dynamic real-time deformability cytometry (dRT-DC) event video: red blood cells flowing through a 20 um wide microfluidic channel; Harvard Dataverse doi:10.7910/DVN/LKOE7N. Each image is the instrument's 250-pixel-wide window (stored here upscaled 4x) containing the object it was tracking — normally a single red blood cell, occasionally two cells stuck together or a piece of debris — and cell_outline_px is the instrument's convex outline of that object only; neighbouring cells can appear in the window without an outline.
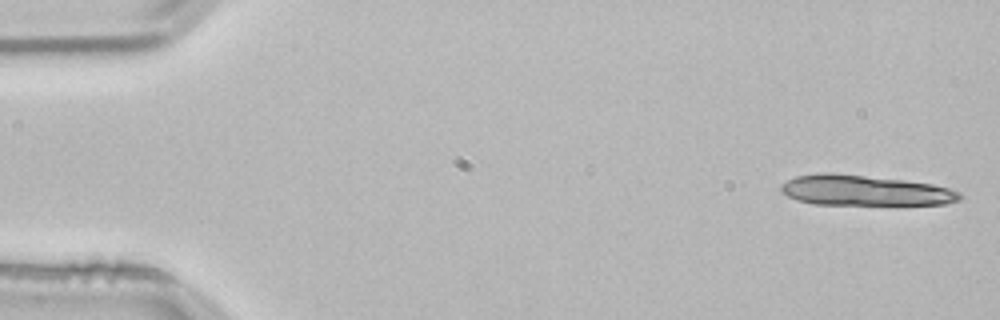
{"species": "common noctule bat (a hibernating species)", "species_latin": "Nyctalus noctula", "temperature_condition": "room temperature", "stored_images_in_passage": 12, "camera_frame_rate_fps": 3000, "um_per_image_px": 0.085, "animal": {"sex": "male", "body_mass_g": 21.5, "forearm_length_mm": 52.0}, "frame": {"image": 1, "passage_image": 1, "time_ms": 0.0, "image_size_px": [1000, 320], "cell_outline_px": [[964, 196], [960, 200], [944, 204], [812, 204], [796, 200], [780, 192], [780, 184], [796, 176], [820, 172], [832, 172], [904, 180], [932, 184], [948, 188], [960, 192]], "centroid_in_image_um": [73.47, 16.18], "position_along_channel_um": 11.5, "area_um2": 31.79}}